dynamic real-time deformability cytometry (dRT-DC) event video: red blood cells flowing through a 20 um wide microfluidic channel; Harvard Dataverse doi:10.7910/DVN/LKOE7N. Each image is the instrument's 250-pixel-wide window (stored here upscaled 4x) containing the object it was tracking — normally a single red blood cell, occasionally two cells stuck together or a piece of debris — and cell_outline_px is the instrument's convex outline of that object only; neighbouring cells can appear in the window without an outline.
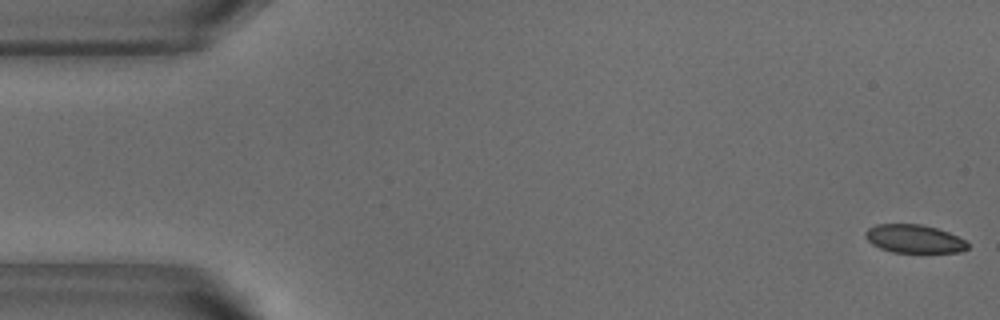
{"species": "common noctule bat (a hibernating species)", "species_latin": "Nyctalus noctula", "temperature_condition": "warm", "stored_images_in_passage": 53, "segment_of_instrument_passage": [1, 2], "camera_frame_rate_fps": 3000, "um_per_image_px": 0.085, "animal": {"sex": "male", "body_mass_g": 18.8}, "frame": {"image": 1, "passage_image": 1, "time_ms": 0.0, "image_size_px": [1000, 320], "cell_outline_px": [[968, 248], [960, 252], [892, 252], [880, 248], [872, 244], [864, 236], [864, 232], [868, 228], [876, 224], [920, 224], [936, 228], [948, 232], [964, 240], [968, 244]], "centroid_in_image_um": [77.66, 20.29], "position_along_channel_um": 7.3, "area_um2": 16.76}}
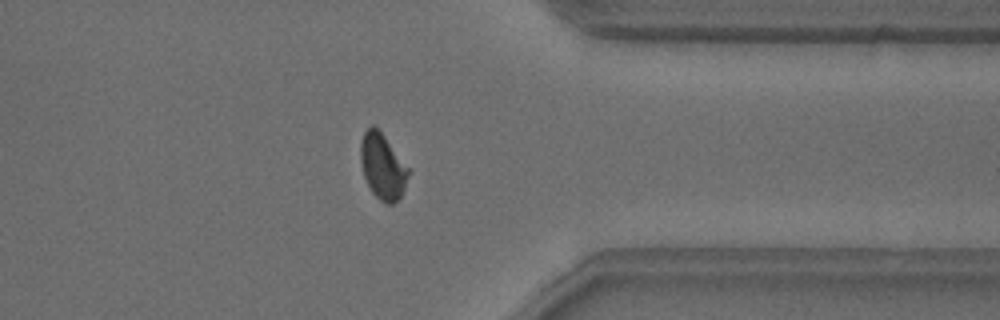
{"frame": {"image": 2, "passage_image": 41, "time_ms": 13.333, "image_size_px": [1000, 320], "cell_outline_px": [[408, 176], [404, 188], [400, 196], [392, 204], [384, 204], [372, 192], [364, 176], [360, 160], [360, 144], [364, 132], [372, 124], [384, 136], [408, 168]], "centroid_in_image_um": [32.49, 14.16], "position_along_channel_um": 378.9, "area_um2": 17.8}}
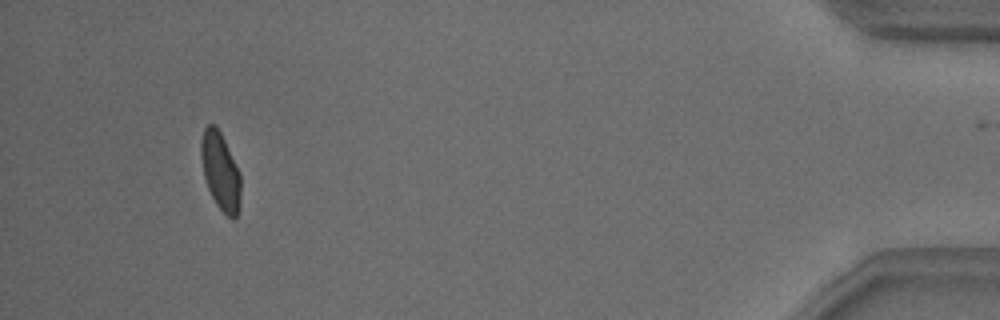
{"frame": {"image": 3, "passage_image": 49, "time_ms": 16.0, "image_size_px": [1000, 320], "cell_outline_px": [[240, 208], [236, 216], [232, 220], [216, 204], [208, 188], [204, 176], [200, 156], [200, 144], [204, 128], [208, 124], [216, 124], [240, 172]], "centroid_in_image_um": [18.73, 14.55], "position_along_channel_um": 416.5, "area_um2": 17.92}}